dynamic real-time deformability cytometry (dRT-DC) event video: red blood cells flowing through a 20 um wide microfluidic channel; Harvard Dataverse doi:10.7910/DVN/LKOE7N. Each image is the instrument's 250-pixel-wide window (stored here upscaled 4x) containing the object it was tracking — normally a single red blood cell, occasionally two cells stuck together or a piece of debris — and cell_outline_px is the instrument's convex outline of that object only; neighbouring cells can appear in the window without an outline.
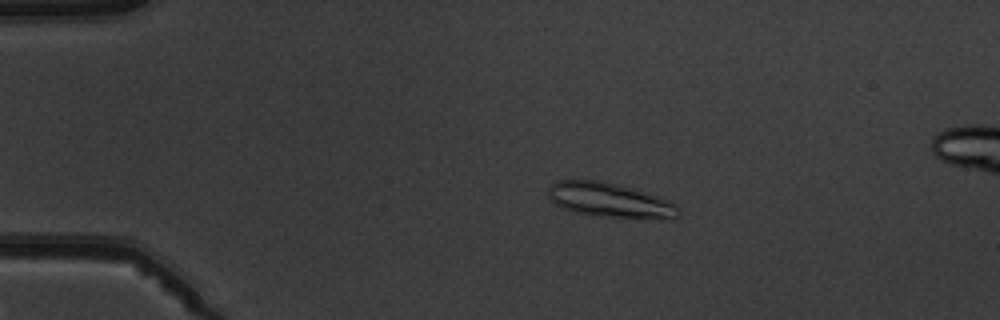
{"species": "common noctule bat (a hibernating species)", "species_latin": "Nyctalus noctula", "temperature_condition": "warm", "stored_images_in_passage": 6, "camera_frame_rate_fps": 3000, "um_per_image_px": 0.085, "animal": {"sex": "male", "body_mass_g": 19.5, "forearm_length_mm": 54.6}, "frame": {"image": 1, "passage_image": 4, "time_ms": 3.667, "image_size_px": [1000, 320], "cell_outline_px": [[680, 216], [672, 220], [612, 216], [572, 212], [556, 204], [548, 196], [548, 188], [556, 180], [600, 180], [628, 188], [668, 200], [676, 204], [680, 208]], "centroid_in_image_um": [51.86, 17.02], "position_along_channel_um": 33.1, "area_um2": 25.78}}